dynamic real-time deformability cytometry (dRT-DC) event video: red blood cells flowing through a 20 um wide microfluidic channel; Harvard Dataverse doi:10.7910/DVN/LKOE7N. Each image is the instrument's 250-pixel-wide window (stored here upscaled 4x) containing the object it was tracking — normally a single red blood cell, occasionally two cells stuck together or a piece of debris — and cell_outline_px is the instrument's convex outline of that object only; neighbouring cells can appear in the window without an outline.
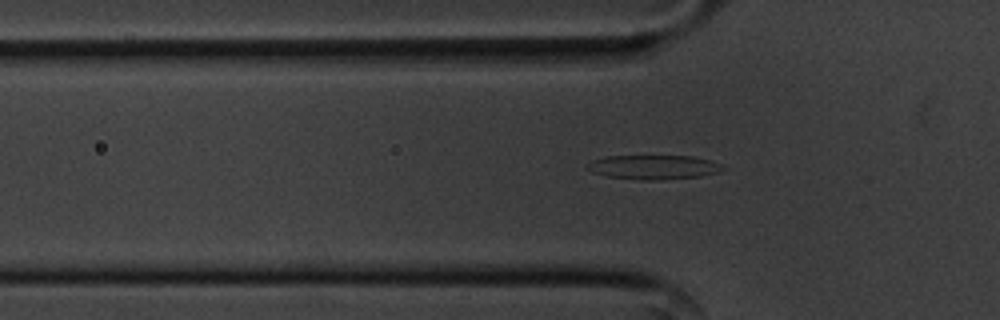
{"species": "common noctule bat (a hibernating species)", "species_latin": "Nyctalus noctula", "temperature_condition": "cold", "stored_images_in_passage": 41, "camera_frame_rate_fps": 3000, "um_per_image_px": 0.085, "animal": {"sex": "male", "body_mass_g": 20.1, "forearm_length_mm": 53.5}, "frame": {"image": 1, "passage_image": 3, "time_ms": 0.667, "image_size_px": [1000, 320], "cell_outline_px": [[724, 168], [720, 172], [700, 176], [660, 180], [640, 180], [604, 176], [592, 172], [584, 168], [584, 164], [592, 160], [604, 156], [692, 156], [708, 160], [720, 164]], "centroid_in_image_um": [55.46, 14.21], "position_along_channel_um": 70.3, "area_um2": 19.36}}
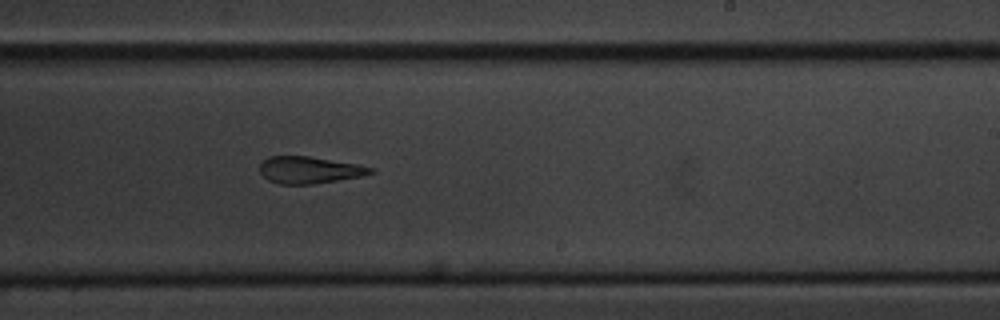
{"frame": {"image": 2, "passage_image": 19, "time_ms": 6.0, "image_size_px": [1000, 320], "cell_outline_px": [[376, 172], [360, 176], [312, 184], [280, 184], [268, 180], [260, 172], [260, 164], [268, 156], [308, 156], [360, 164], [376, 168]], "centroid_in_image_um": [26.33, 14.44], "position_along_channel_um": 262.7, "area_um2": 17.4}}
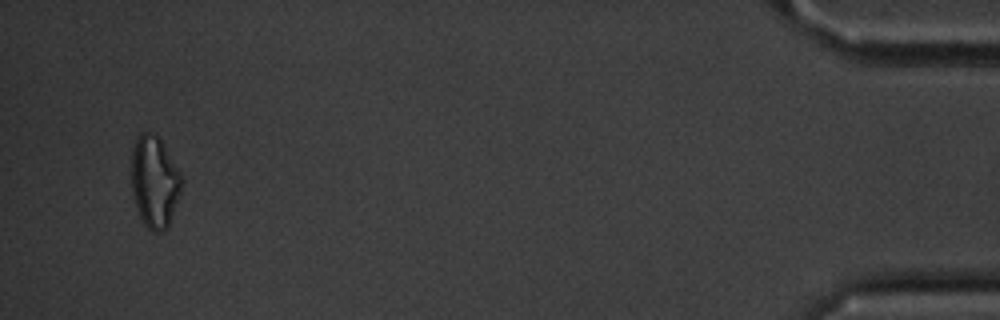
{"frame": {"image": 3, "passage_image": 39, "time_ms": 12.667, "image_size_px": [1000, 320], "cell_outline_px": [[184, 180], [168, 228], [160, 232], [152, 232], [144, 224], [136, 208], [132, 192], [132, 148], [136, 136], [140, 132], [152, 132], [160, 136], [180, 172]], "centroid_in_image_um": [13.14, 15.41], "position_along_channel_um": 422.1, "area_um2": 27.22}, "authors_computed_cell_mechanics": {"area_um2": 18.6694, "velocity_mm_per_s": 3.6004, "shape_relaxation_time_tau1_ms": null, "shape_relaxation_time_tau2_ms": 6.7826, "deformation_change_tau1": null, "deformation_change_tau2": 0.1847}}